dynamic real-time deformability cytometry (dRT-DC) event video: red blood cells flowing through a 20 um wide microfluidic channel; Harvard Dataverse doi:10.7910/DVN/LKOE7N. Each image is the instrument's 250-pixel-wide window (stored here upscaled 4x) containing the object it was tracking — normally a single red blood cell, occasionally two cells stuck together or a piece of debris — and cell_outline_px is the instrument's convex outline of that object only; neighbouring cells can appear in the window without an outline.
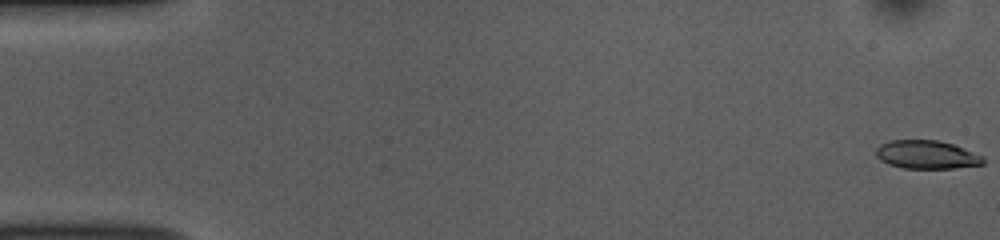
{"species": "common noctule bat (a hibernating species)", "species_latin": "Nyctalus noctula", "temperature_condition": "room temperature", "stored_images_in_passage": 53, "camera_frame_rate_fps": 3000, "um_per_image_px": 0.085, "animal": {"sex": "female", "body_mass_g": 10.0, "forearm_length_mm": 53.1}, "frame": {"image": 1, "passage_image": 1, "time_ms": 0.0, "image_size_px": [1000, 240], "cell_outline_px": [[984, 164], [952, 168], [904, 168], [888, 164], [880, 160], [876, 156], [876, 148], [880, 144], [888, 140], [940, 140], [952, 144], [984, 156]], "centroid_in_image_um": [78.74, 13.14], "position_along_channel_um": 6.3, "area_um2": 17.74}}
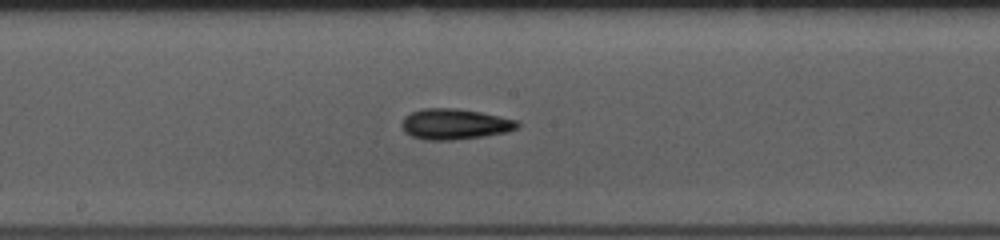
{"frame": {"image": 2, "passage_image": 28, "time_ms": 9.0, "image_size_px": [1000, 240], "cell_outline_px": [[520, 124], [516, 128], [508, 132], [452, 140], [428, 140], [412, 136], [404, 132], [400, 124], [404, 116], [412, 112], [424, 108], [456, 108], [480, 112], [516, 120]], "centroid_in_image_um": [38.6, 10.54], "position_along_channel_um": 209.6, "area_um2": 20.52}}
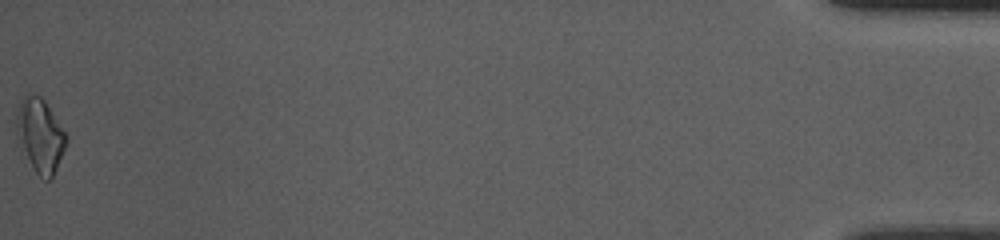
{"frame": {"image": 3, "passage_image": 53, "time_ms": 17.333, "image_size_px": [1000, 240], "cell_outline_px": [[68, 140], [56, 168], [52, 176], [48, 180], [44, 180], [36, 172], [20, 144], [16, 124], [16, 116], [20, 100], [28, 92], [40, 96], [44, 100], [68, 136]], "centroid_in_image_um": [3.42, 11.46], "position_along_channel_um": 431.8, "area_um2": 20.87}, "authors_computed_cell_mechanics": {"area_um2": 19.0162, "velocity_mm_per_s": 3.8346, "shape_relaxation_time_tau1_ms": 5.3356, "shape_relaxation_time_tau2_ms": 5.7106, "deformation_change_tau1": 0.1332, "deformation_change_tau2": 0.1454}}